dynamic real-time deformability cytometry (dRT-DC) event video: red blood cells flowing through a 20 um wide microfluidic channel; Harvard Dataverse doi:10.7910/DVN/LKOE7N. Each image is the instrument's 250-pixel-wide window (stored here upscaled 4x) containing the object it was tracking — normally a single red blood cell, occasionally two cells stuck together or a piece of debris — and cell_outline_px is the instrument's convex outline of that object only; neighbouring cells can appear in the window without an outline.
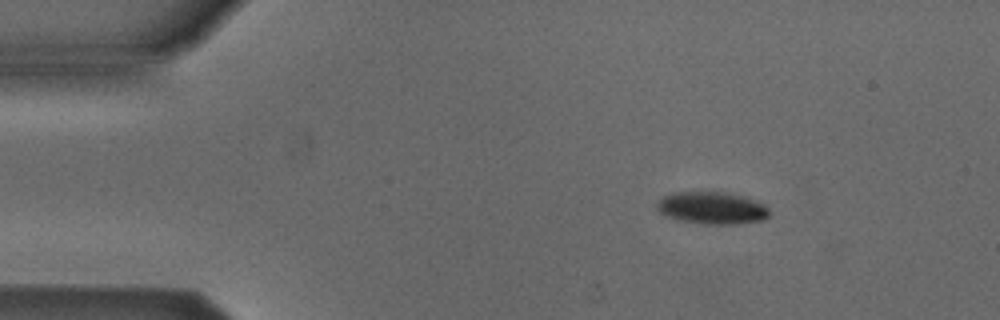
{"species": "Egyptian fruit bat (a non-hibernating species)", "species_latin": "Rousettus aegyptiacus", "temperature_condition": "cold", "stored_images_in_passage": 47, "camera_frame_rate_fps": 3000, "um_per_image_px": 0.085, "animal": {"sex": "male"}, "frame": {"image": 1, "passage_image": 2, "time_ms": 0.333, "image_size_px": [1000, 320], "cell_outline_px": [[768, 216], [760, 220], [728, 224], [708, 224], [684, 220], [668, 216], [660, 212], [656, 208], [656, 204], [664, 196], [676, 192], [728, 192], [744, 196], [756, 200], [764, 204], [768, 208]], "centroid_in_image_um": [60.53, 17.65], "position_along_channel_um": 24.5, "area_um2": 20.69}}
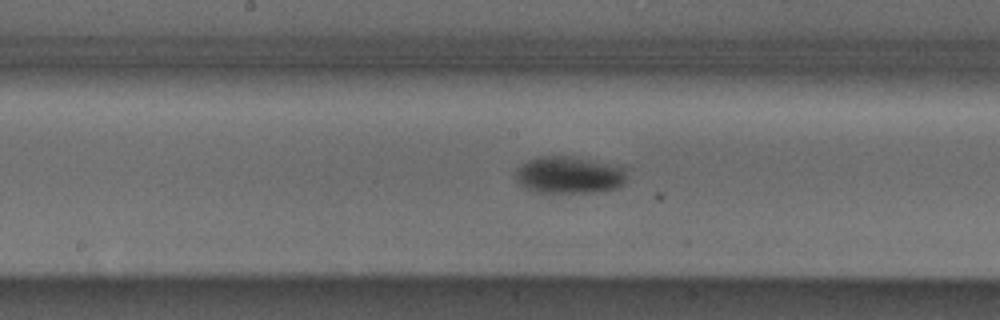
{"frame": {"image": 2, "passage_image": 21, "time_ms": 6.667, "image_size_px": [1000, 320], "cell_outline_px": [[624, 184], [620, 188], [592, 192], [536, 192], [524, 188], [516, 180], [516, 168], [520, 164], [528, 160], [540, 156], [560, 156], [620, 168], [624, 172]], "centroid_in_image_um": [48.24, 14.92], "position_along_channel_um": 200.0, "area_um2": 23.06}}
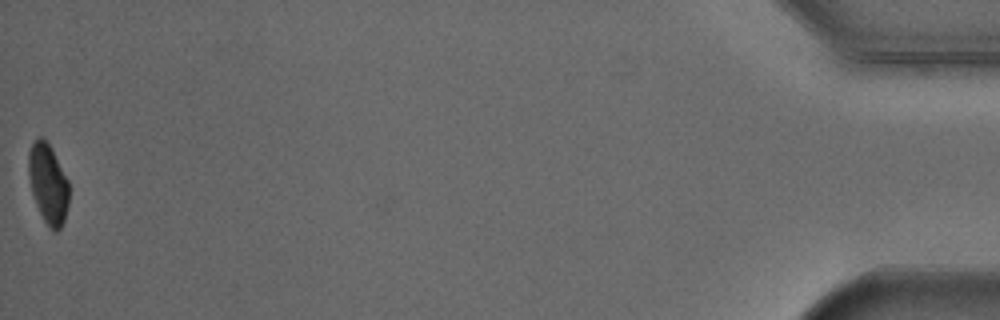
{"frame": {"image": 3, "passage_image": 47, "time_ms": 15.333, "image_size_px": [1000, 320], "cell_outline_px": [[68, 204], [64, 220], [60, 228], [56, 232], [52, 232], [44, 220], [36, 204], [32, 192], [28, 172], [28, 152], [32, 144], [40, 136], [52, 148], [68, 180]], "centroid_in_image_um": [4.09, 15.63], "position_along_channel_um": 431.1, "area_um2": 18.61}, "authors_computed_cell_mechanics": {"area_um2": 21.7328, "velocity_mm_per_s": 3.8655, "shape_relaxation_time_tau1_ms": 3.2336, "shape_relaxation_time_tau2_ms": null, "deformation_change_tau1": 0.0921, "deformation_change_tau2": null}}